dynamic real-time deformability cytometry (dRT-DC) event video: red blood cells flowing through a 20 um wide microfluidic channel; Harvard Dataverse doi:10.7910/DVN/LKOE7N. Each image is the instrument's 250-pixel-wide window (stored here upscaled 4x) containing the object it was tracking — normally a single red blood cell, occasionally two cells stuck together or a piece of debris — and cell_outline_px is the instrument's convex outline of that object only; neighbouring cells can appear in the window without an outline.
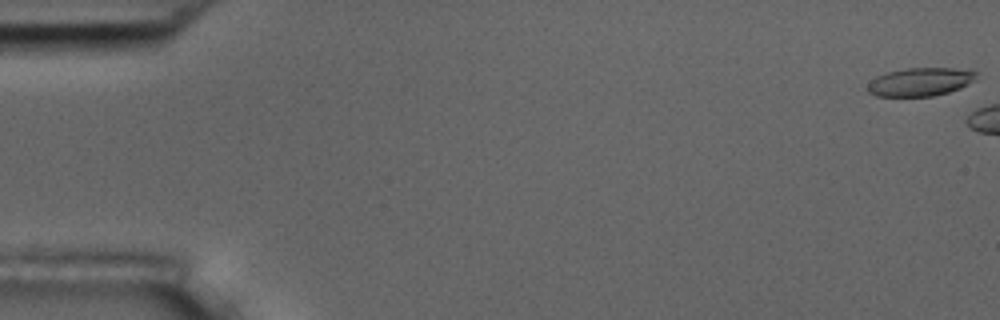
{"species": "common noctule bat (a hibernating species)", "species_latin": "Nyctalus noctula", "temperature_condition": "room temperature", "stored_images_in_passage": 6, "camera_frame_rate_fps": 3000, "um_per_image_px": 0.085, "animal": {"sex": "male", "body_mass_g": 17.5, "forearm_length_mm": 52.3}, "frame": {"image": 1, "passage_image": 1, "time_ms": 0.0, "image_size_px": [1000, 320], "cell_outline_px": [[980, 72], [976, 80], [960, 88], [948, 92], [932, 96], [876, 96], [868, 92], [868, 84], [876, 76], [888, 72], [908, 68], [952, 68]], "centroid_in_image_um": [78.26, 6.95], "position_along_channel_um": 6.7, "area_um2": 17.92}}